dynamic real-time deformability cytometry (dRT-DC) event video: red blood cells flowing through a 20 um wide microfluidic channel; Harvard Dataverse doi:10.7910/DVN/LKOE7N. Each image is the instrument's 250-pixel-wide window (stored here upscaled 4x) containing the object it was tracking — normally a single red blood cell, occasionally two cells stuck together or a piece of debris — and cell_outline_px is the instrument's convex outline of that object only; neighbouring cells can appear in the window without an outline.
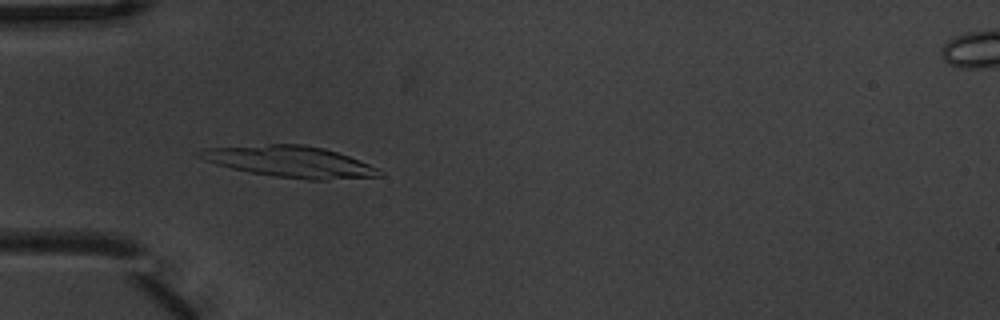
{"species": "common noctule bat (a hibernating species)", "species_latin": "Nyctalus noctula", "temperature_condition": "warm", "stored_images_in_passage": 5, "camera_frame_rate_fps": 3000, "um_per_image_px": 0.085, "animal": {"sex": "male", "body_mass_g": 20.1, "forearm_length_mm": 53.5}, "frame": {"image": 1, "passage_image": 4, "time_ms": 1.0, "image_size_px": [1000, 320], "cell_outline_px": [[384, 176], [324, 180], [308, 180], [276, 176], [252, 172], [232, 168], [216, 164], [204, 160], [192, 152], [204, 148], [268, 144], [300, 144], [324, 148], [348, 156], [368, 164], [384, 172]], "centroid_in_image_um": [24.64, 13.74], "position_along_channel_um": 60.4, "area_um2": 32.6}}